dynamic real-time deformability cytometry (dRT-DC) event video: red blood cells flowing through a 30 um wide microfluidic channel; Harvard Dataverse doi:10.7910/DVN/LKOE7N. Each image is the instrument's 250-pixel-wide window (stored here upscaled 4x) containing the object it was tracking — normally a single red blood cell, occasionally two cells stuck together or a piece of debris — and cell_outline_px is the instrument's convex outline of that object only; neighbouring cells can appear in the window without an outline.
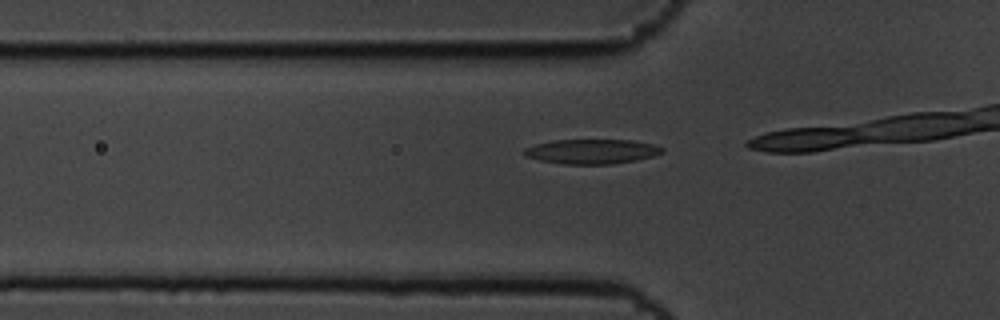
{"species": "common noctule bat (a hibernating species)", "species_latin": "Nyctalus noctula", "temperature_condition": "cold", "stored_images_in_passage": 15, "camera_frame_rate_fps": 3000, "um_per_image_px": 0.085, "animal": {"sex": "male", "body_mass_g": 19.5, "forearm_length_mm": 54.6}, "frame": {"image": 1, "passage_image": 13, "time_ms": 4.0, "image_size_px": [1000, 320], "cell_outline_px": [[664, 152], [652, 156], [636, 160], [612, 164], [560, 164], [540, 160], [524, 156], [524, 148], [536, 144], [552, 140], [632, 140], [652, 144], [664, 148]], "centroid_in_image_um": [50.28, 12.88], "position_along_channel_um": 75.5, "area_um2": 19.83}}